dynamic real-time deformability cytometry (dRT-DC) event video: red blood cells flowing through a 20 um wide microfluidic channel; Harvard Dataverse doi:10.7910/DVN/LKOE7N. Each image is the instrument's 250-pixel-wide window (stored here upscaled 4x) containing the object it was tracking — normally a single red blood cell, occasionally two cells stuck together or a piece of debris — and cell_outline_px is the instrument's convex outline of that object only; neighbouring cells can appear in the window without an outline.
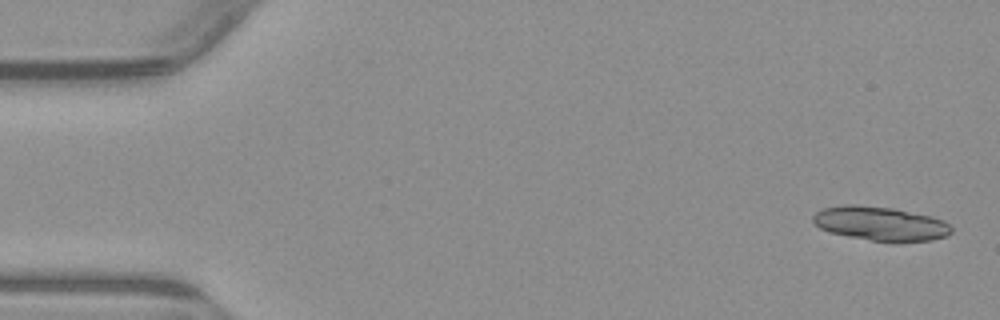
{"species": "common noctule bat (a hibernating species)", "species_latin": "Nyctalus noctula", "temperature_condition": "warm", "stored_images_in_passage": 5, "camera_frame_rate_fps": 3000, "um_per_image_px": 0.085, "animal": {"sex": "male", "body_mass_g": 23.1, "forearm_length_mm": 52.7}, "frame": {"image": 1, "passage_image": 1, "time_ms": 0.0, "image_size_px": [1000, 320], "cell_outline_px": [[952, 232], [948, 236], [932, 240], [896, 244], [848, 236], [832, 232], [820, 228], [812, 220], [812, 216], [816, 212], [824, 208], [844, 204], [856, 204], [896, 208], [932, 216], [944, 220], [952, 228]], "centroid_in_image_um": [74.9, 19.02], "position_along_channel_um": 10.1, "area_um2": 28.09}}